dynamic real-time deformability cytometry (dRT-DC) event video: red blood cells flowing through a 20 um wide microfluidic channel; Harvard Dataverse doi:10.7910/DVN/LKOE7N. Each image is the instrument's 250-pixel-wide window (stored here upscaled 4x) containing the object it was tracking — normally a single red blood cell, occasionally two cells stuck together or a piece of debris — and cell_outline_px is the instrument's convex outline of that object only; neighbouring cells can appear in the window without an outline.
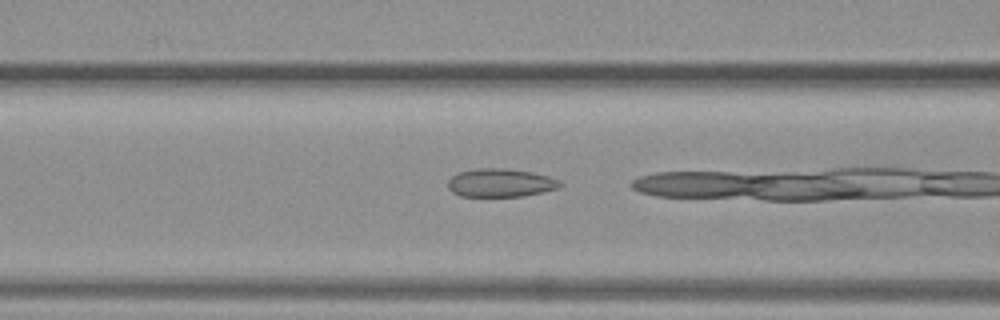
{"species": "common noctule bat (a hibernating species)", "species_latin": "Nyctalus noctula", "temperature_condition": "warm", "stored_images_in_passage": 26, "camera_frame_rate_fps": 3000, "um_per_image_px": 0.085, "animal": {"sex": "female", "body_mass_g": 19.3, "forearm_length_mm": 54.1}, "frame": {"image": 1, "passage_image": 16, "time_ms": 5.0, "image_size_px": [1000, 320], "cell_outline_px": [[564, 184], [560, 188], [524, 196], [460, 196], [452, 192], [448, 188], [448, 180], [452, 176], [460, 172], [476, 168], [508, 168], [532, 172], [548, 176], [560, 180]], "centroid_in_image_um": [42.57, 15.53], "position_along_channel_um": 124.0, "area_um2": 18.67}}
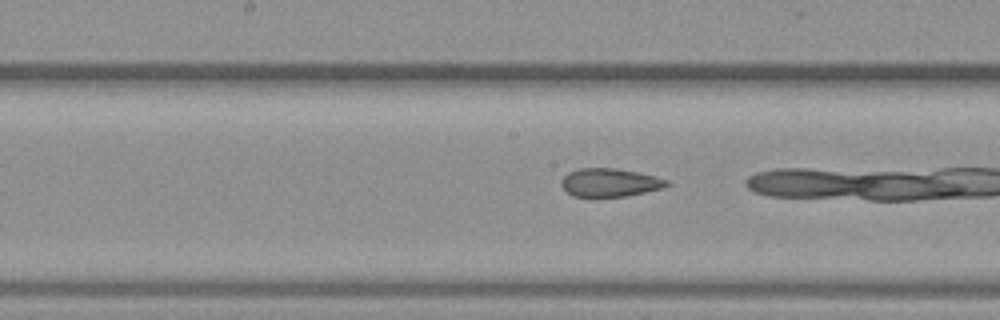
{"frame": {"image": 2, "passage_image": 21, "time_ms": 6.667, "image_size_px": [1000, 320], "cell_outline_px": [[668, 184], [664, 188], [628, 196], [572, 196], [560, 184], [560, 180], [568, 172], [576, 168], [616, 168], [656, 176], [668, 180]], "centroid_in_image_um": [51.82, 15.51], "position_along_channel_um": 196.4, "area_um2": 17.4}}
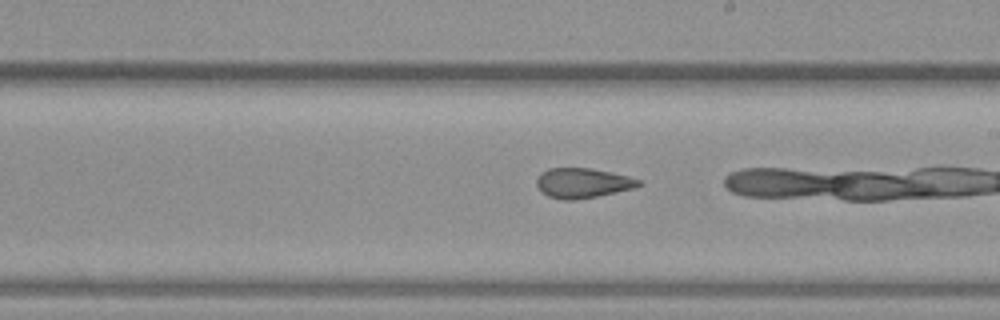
{"frame": {"image": 3, "passage_image": 24, "time_ms": 7.667, "image_size_px": [1000, 320], "cell_outline_px": [[644, 184], [636, 188], [596, 196], [572, 200], [564, 200], [548, 196], [540, 192], [536, 184], [536, 180], [540, 172], [548, 168], [592, 168], [628, 176], [640, 180]], "centroid_in_image_um": [49.51, 15.55], "position_along_channel_um": 239.5, "area_um2": 17.92}}